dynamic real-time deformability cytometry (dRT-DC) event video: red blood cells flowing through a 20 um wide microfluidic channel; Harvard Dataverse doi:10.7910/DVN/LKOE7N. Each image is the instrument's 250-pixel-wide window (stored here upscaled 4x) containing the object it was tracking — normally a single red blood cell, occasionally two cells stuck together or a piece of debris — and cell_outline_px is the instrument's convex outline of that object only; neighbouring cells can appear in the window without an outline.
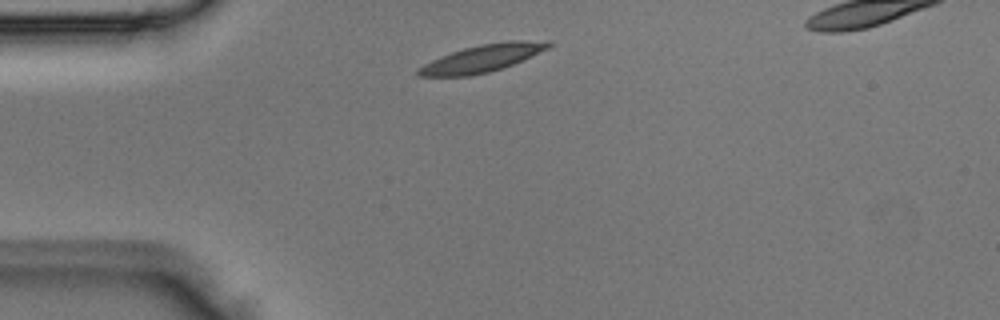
{"species": "Egyptian fruit bat (a non-hibernating species)", "species_latin": "Rousettus aegyptiacus", "temperature_condition": "room temperature", "stored_images_in_passage": 4, "segment_of_instrument_passage": [2, 2], "camera_frame_rate_fps": 3000, "um_per_image_px": 0.085, "animal": {"sex": "male"}, "frame": {"image": 1, "passage_image": 4, "time_ms": 1.0, "image_size_px": [1000, 320], "cell_outline_px": [[552, 44], [548, 48], [512, 64], [488, 72], [468, 76], [420, 76], [416, 72], [416, 68], [440, 56], [464, 48], [480, 44], [508, 40], [552, 40]], "centroid_in_image_um": [40.99, 4.93], "position_along_channel_um": 44.0, "area_um2": 20.58}}